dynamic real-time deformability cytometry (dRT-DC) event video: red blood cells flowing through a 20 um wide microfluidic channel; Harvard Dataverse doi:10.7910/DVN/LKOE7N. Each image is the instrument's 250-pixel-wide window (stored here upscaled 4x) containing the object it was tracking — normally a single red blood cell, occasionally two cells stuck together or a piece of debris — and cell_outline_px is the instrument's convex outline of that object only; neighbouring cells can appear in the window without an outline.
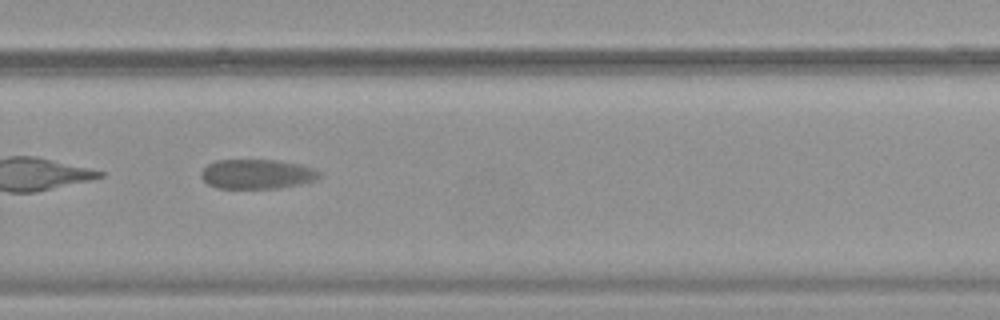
{"species": "common noctule bat (a hibernating species)", "species_latin": "Nyctalus noctula", "temperature_condition": "warm", "stored_images_in_passage": 54, "segment_of_instrument_passage": [2, 2], "camera_frame_rate_fps": 3000, "um_per_image_px": 0.085, "animal": {"sex": "female", "body_mass_g": 19.9}, "frame": {"image": 1, "passage_image": 37, "time_ms": 12.0, "image_size_px": [1000, 320], "cell_outline_px": [[320, 176], [312, 180], [300, 184], [280, 188], [216, 188], [208, 184], [200, 176], [200, 172], [208, 164], [216, 160], [276, 160], [300, 164], [312, 168], [320, 172]], "centroid_in_image_um": [21.8, 14.79], "position_along_channel_um": 308.0, "area_um2": 20.29}}
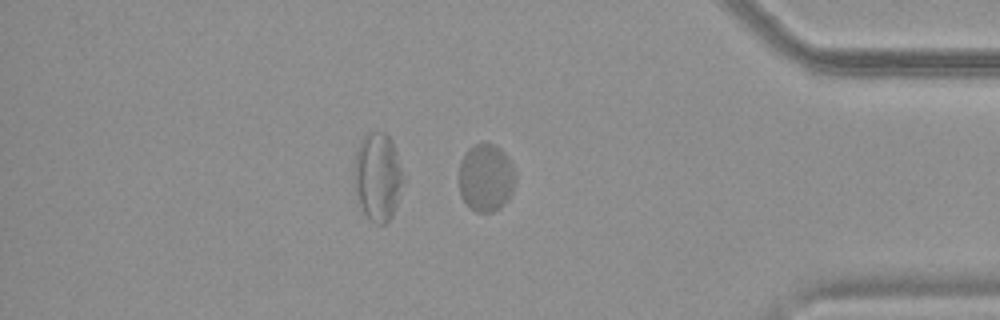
{"frame": {"image": 2, "passage_image": 46, "time_ms": 15.0, "image_size_px": [1000, 320], "cell_outline_px": [[516, 184], [508, 200], [500, 208], [492, 212], [476, 212], [460, 196], [460, 160], [464, 152], [472, 144], [484, 140], [496, 144], [504, 152], [512, 164], [516, 172]], "centroid_in_image_um": [41.33, 15.05], "position_along_channel_um": 393.9, "area_um2": 22.89}}
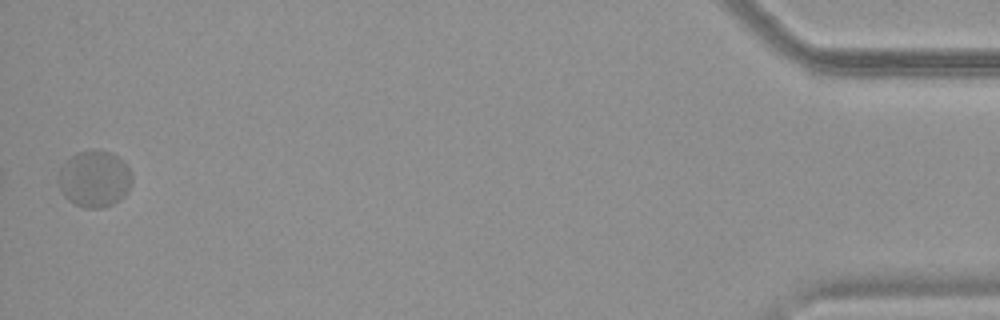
{"frame": {"image": 3, "passage_image": 54, "time_ms": 17.667, "image_size_px": [1000, 320], "cell_outline_px": [[132, 184], [128, 192], [124, 196], [112, 204], [104, 208], [84, 208], [68, 200], [64, 196], [56, 180], [56, 176], [60, 168], [76, 152], [96, 148], [108, 152], [124, 160], [132, 176]], "centroid_in_image_um": [8.02, 15.2], "position_along_channel_um": 427.2, "area_um2": 24.62}}